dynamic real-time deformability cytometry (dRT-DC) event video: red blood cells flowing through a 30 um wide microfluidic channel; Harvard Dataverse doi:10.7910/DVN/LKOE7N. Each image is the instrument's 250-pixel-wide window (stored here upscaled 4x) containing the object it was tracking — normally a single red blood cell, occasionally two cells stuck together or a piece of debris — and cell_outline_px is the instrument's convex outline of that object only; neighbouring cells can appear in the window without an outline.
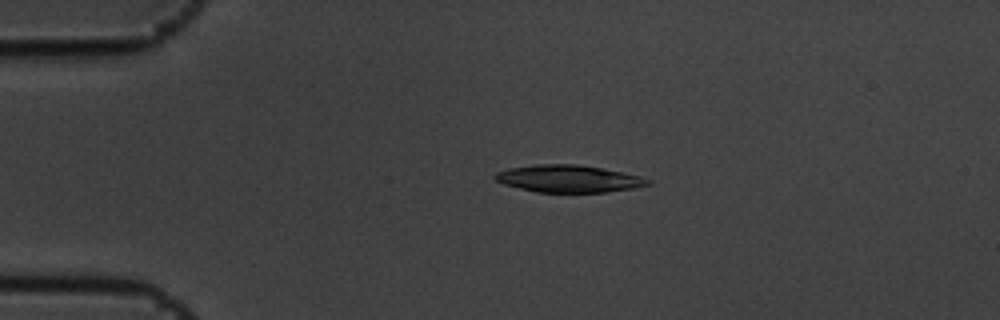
{"species": "common noctule bat (a hibernating species)", "species_latin": "Nyctalus noctula", "temperature_condition": "cold", "stored_images_in_passage": 8, "camera_frame_rate_fps": 3000, "um_per_image_px": 0.085, "animal": {"sex": "male", "body_mass_g": 19.5, "forearm_length_mm": 54.6}, "frame": {"image": 1, "passage_image": 4, "time_ms": 1.0, "image_size_px": [1000, 320], "cell_outline_px": [[652, 184], [632, 188], [604, 192], [536, 192], [504, 184], [496, 180], [492, 176], [496, 172], [508, 168], [536, 164], [576, 164], [600, 168], [640, 176], [652, 180]], "centroid_in_image_um": [48.3, 15.18], "position_along_channel_um": 36.7, "area_um2": 24.1}}
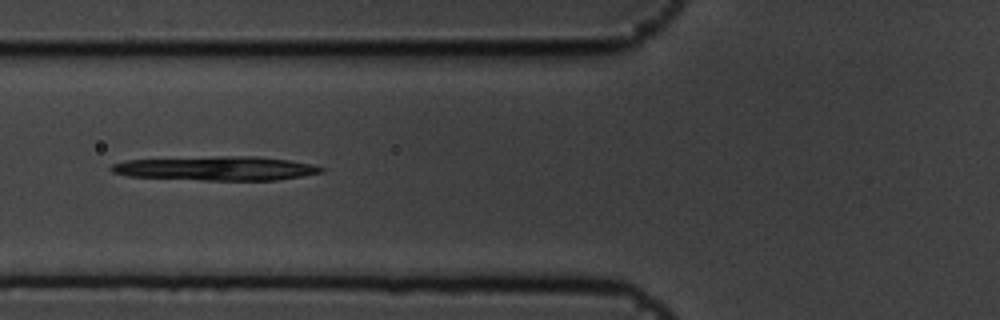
{"frame": {"image": 2, "passage_image": 6, "time_ms": 1.667, "image_size_px": [1000, 320], "cell_outline_px": [[324, 172], [276, 180], [200, 180], [128, 176], [112, 172], [108, 168], [112, 164], [124, 160], [220, 156], [260, 156], [288, 160], [312, 164], [324, 168]], "centroid_in_image_um": [18.36, 14.31], "position_along_channel_um": 107.4, "area_um2": 29.54}}
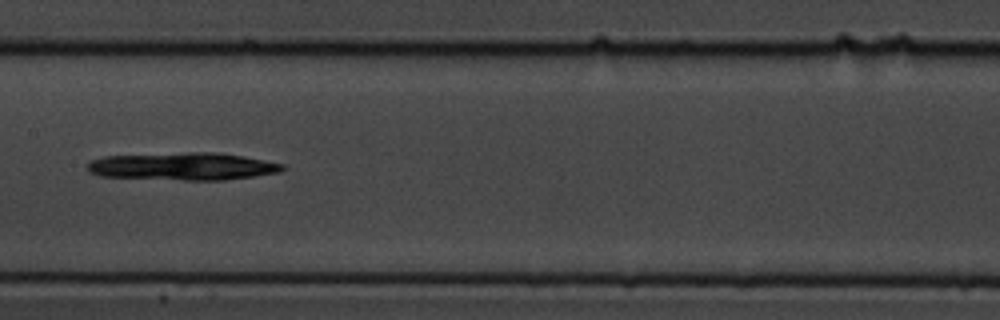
{"frame": {"image": 3, "passage_image": 8, "time_ms": 2.333, "image_size_px": [1000, 320], "cell_outline_px": [[288, 168], [280, 172], [224, 180], [184, 180], [100, 176], [88, 172], [88, 160], [104, 156], [188, 152], [216, 152], [264, 160], [284, 164]], "centroid_in_image_um": [15.52, 14.14], "position_along_channel_um": 191.9, "area_um2": 31.39}}